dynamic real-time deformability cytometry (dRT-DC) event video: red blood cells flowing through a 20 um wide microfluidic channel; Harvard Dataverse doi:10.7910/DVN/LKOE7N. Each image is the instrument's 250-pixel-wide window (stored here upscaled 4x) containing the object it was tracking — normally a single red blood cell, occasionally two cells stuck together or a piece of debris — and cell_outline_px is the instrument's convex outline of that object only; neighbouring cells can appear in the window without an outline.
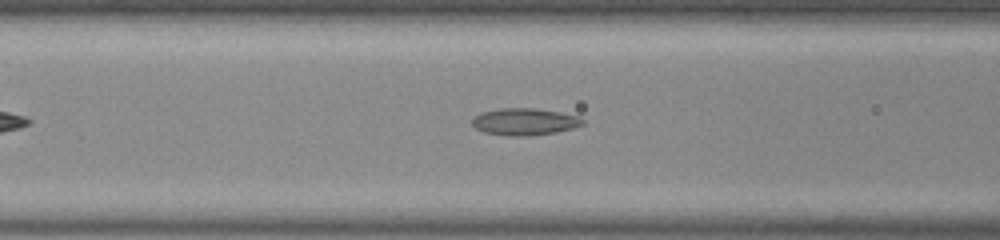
{"species": "common noctule bat (a hibernating species)", "species_latin": "Nyctalus noctula", "temperature_condition": "room temperature", "stored_images_in_passage": 9, "camera_frame_rate_fps": 3000, "um_per_image_px": 0.085, "animal": {"sex": "male", "body_mass_g": 20.0, "forearm_length_mm": 53.3}, "frame": {"image": 1, "passage_image": 7, "time_ms": 2.0, "image_size_px": [1000, 240], "cell_outline_px": [[584, 124], [572, 128], [556, 132], [528, 136], [512, 136], [484, 132], [476, 128], [472, 124], [472, 116], [480, 112], [500, 108], [536, 108], [560, 112], [580, 116], [584, 120]], "centroid_in_image_um": [44.58, 10.33], "position_along_channel_um": 122.0, "area_um2": 17.51}}